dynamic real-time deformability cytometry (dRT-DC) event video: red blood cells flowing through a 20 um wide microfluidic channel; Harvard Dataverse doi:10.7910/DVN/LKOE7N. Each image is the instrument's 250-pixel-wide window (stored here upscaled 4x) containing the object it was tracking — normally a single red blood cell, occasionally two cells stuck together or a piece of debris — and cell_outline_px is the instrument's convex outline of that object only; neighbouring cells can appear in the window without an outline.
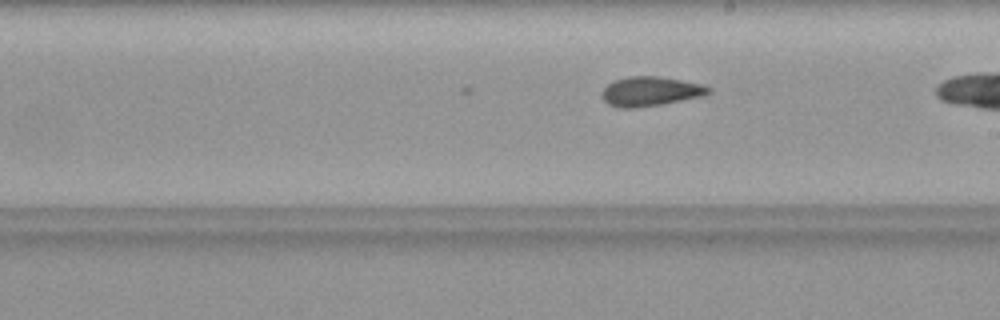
{"species": "common noctule bat (a hibernating species)", "species_latin": "Nyctalus noctula", "temperature_condition": "warm", "stored_images_in_passage": 12, "camera_frame_rate_fps": 3000, "um_per_image_px": 0.085, "animal": {"sex": "female", "body_mass_g": 19.9}, "frame": {"image": 1, "passage_image": 12, "time_ms": 3.667, "image_size_px": [1000, 320], "cell_outline_px": [[712, 92], [704, 96], [660, 104], [636, 108], [616, 108], [608, 104], [600, 96], [600, 92], [612, 80], [628, 76], [656, 76], [704, 84], [712, 88]], "centroid_in_image_um": [55.27, 7.77], "position_along_channel_um": 233.7, "area_um2": 18.55}}